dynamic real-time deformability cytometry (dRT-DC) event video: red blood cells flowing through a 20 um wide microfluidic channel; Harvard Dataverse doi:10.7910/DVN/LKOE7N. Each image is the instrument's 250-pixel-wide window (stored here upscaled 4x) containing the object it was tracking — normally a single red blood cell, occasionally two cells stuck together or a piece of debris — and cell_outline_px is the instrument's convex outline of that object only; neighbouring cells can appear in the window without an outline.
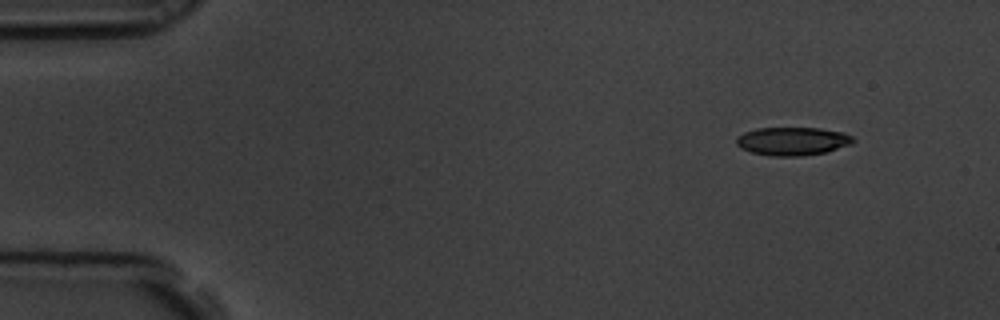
{"species": "common noctule bat (a hibernating species)", "species_latin": "Nyctalus noctula", "temperature_condition": "room temperature", "stored_images_in_passage": 14, "camera_frame_rate_fps": 3000, "um_per_image_px": 0.085, "animal": {"sex": "male", "body_mass_g": 19.5, "forearm_length_mm": 54.6}, "frame": {"image": 1, "passage_image": 1, "time_ms": 0.0, "image_size_px": [1000, 320], "cell_outline_px": [[856, 140], [852, 144], [824, 152], [800, 156], [772, 156], [752, 152], [740, 148], [736, 144], [736, 136], [744, 132], [756, 128], [820, 128], [844, 132], [852, 136]], "centroid_in_image_um": [67.36, 11.99], "position_along_channel_um": 17.6, "area_um2": 19.31}}
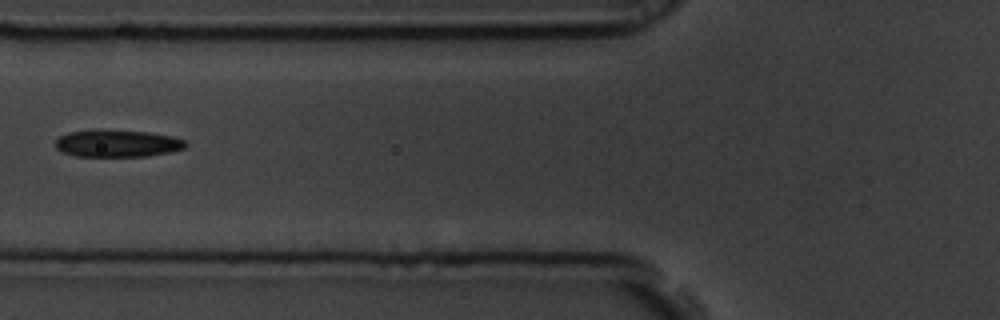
{"frame": {"image": 2, "passage_image": 5, "time_ms": 1.333, "image_size_px": [1000, 320], "cell_outline_px": [[188, 144], [184, 148], [168, 152], [148, 156], [76, 156], [60, 152], [56, 148], [56, 140], [60, 136], [68, 132], [148, 132], [172, 136], [184, 140]], "centroid_in_image_um": [9.99, 12.23], "position_along_channel_um": 115.8, "area_um2": 19.77}}